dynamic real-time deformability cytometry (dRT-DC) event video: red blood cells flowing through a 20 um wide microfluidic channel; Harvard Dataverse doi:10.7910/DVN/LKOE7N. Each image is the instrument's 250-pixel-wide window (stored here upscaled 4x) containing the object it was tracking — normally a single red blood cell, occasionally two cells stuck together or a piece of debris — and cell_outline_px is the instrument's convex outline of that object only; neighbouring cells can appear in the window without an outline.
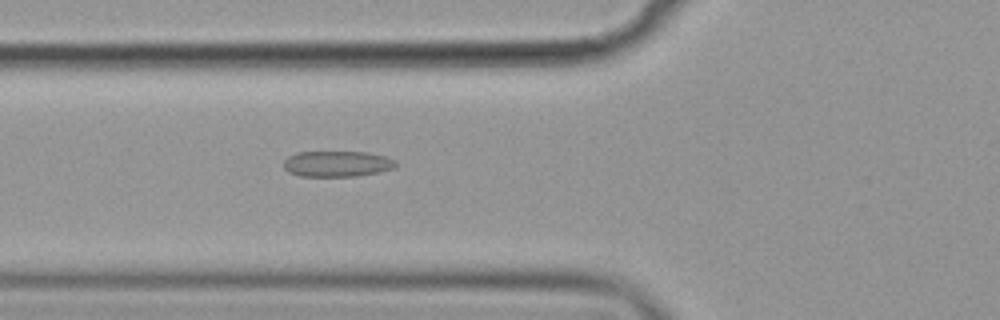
{"species": "common noctule bat (a hibernating species)", "species_latin": "Nyctalus noctula", "temperature_condition": "cold", "stored_images_in_passage": 24, "camera_frame_rate_fps": 3000, "um_per_image_px": 0.085, "animal": {"sex": "female", "body_mass_g": 19.9}, "frame": {"image": 1, "passage_image": 21, "time_ms": 6.667, "image_size_px": [1000, 320], "cell_outline_px": [[396, 168], [380, 172], [356, 176], [300, 176], [288, 172], [284, 168], [284, 160], [288, 156], [296, 152], [368, 152], [384, 156], [396, 160]], "centroid_in_image_um": [28.66, 13.92], "position_along_channel_um": 97.1, "area_um2": 16.99}}
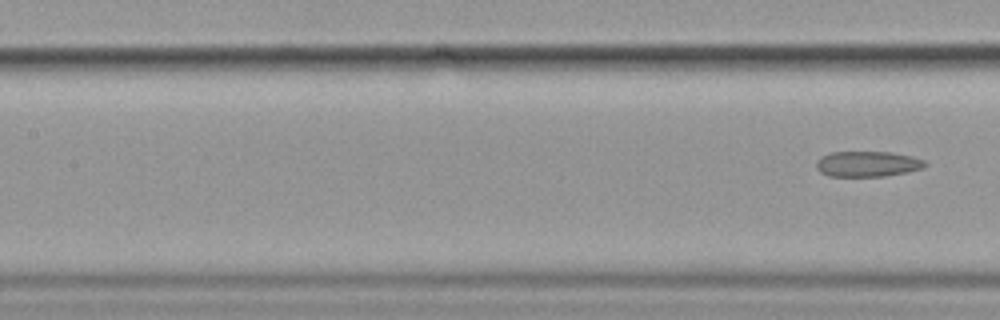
{"frame": {"image": 2, "passage_image": 24, "time_ms": 7.667, "image_size_px": [1000, 320], "cell_outline_px": [[928, 164], [924, 168], [908, 172], [884, 176], [828, 176], [820, 172], [816, 168], [816, 160], [820, 156], [832, 152], [892, 152], [912, 156], [924, 160]], "centroid_in_image_um": [73.74, 13.93], "position_along_channel_um": 133.7, "area_um2": 16.36}}